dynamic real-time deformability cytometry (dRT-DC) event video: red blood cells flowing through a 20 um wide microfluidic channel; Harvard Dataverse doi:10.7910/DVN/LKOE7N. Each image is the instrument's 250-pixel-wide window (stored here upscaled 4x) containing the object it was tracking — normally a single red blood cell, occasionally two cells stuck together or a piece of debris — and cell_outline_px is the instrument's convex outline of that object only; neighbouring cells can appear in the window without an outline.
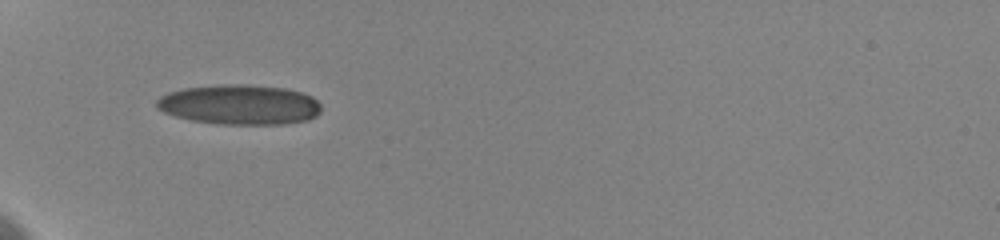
{"species": "human", "species_latin": "Homo sapiens", "temperature_condition": "cold", "stored_images_in_passage": 38, "camera_frame_rate_fps": 3000, "um_per_image_px": 0.085, "donor": {"sex": "female"}, "frame": {"image": 1, "passage_image": 1, "time_ms": 0.0, "image_size_px": [1000, 240], "cell_outline_px": [[320, 112], [316, 116], [308, 120], [284, 124], [216, 124], [192, 120], [176, 116], [164, 112], [156, 108], [156, 100], [160, 96], [168, 92], [184, 88], [224, 84], [244, 84], [288, 88], [312, 96], [320, 104]], "centroid_in_image_um": [20.37, 8.89], "position_along_channel_um": 64.6, "area_um2": 38.49}}
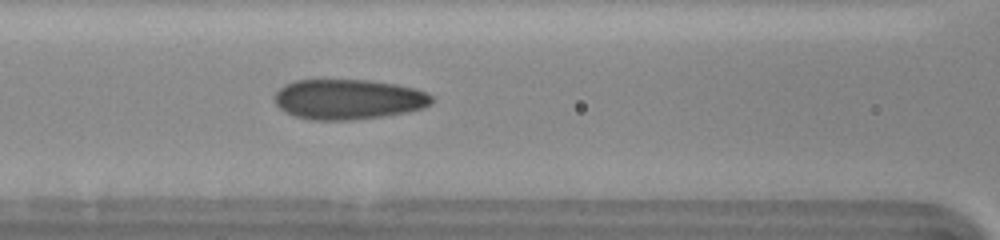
{"frame": {"image": 2, "passage_image": 8, "time_ms": 2.333, "image_size_px": [1000, 240], "cell_outline_px": [[432, 104], [424, 108], [408, 112], [384, 116], [352, 120], [308, 120], [284, 112], [276, 104], [276, 92], [284, 84], [296, 80], [372, 80], [396, 84], [416, 88], [428, 92], [432, 96]], "centroid_in_image_um": [29.65, 8.44], "position_along_channel_um": 137.0, "area_um2": 37.11}}
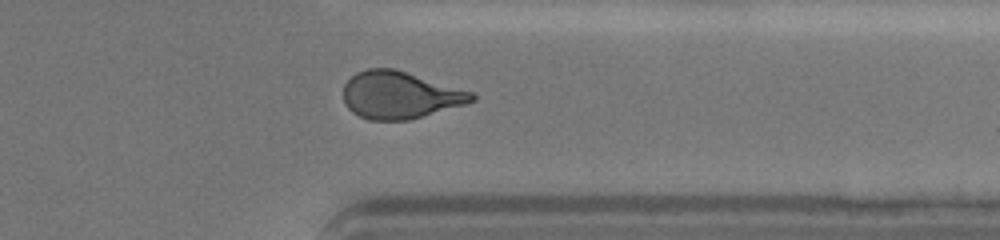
{"frame": {"image": 3, "passage_image": 28, "time_ms": 9.0, "image_size_px": [1000, 240], "cell_outline_px": [[476, 100], [464, 104], [408, 120], [368, 120], [352, 112], [344, 104], [344, 84], [356, 72], [368, 68], [396, 68], [472, 92], [476, 96]], "centroid_in_image_um": [33.96, 8.07], "position_along_channel_um": 377.4, "area_um2": 35.26}, "authors_computed_cell_mechanics": {"area_um2": 36.0961, "velocity_mm_per_s": 3.606, "shape_relaxation_time_tau1_ms": 8.4146, "shape_relaxation_time_tau2_ms": 1.3172, "deformation_change_tau1": 0.2106, "deformation_change_tau2": 0.0773}}